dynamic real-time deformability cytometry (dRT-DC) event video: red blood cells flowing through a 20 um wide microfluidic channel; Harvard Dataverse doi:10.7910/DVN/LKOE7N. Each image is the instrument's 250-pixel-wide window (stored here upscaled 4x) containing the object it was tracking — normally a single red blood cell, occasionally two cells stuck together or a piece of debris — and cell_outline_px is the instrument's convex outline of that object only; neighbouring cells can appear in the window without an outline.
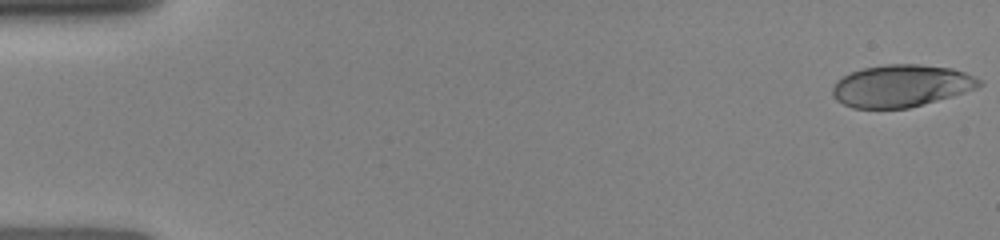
{"species": "human", "species_latin": "Homo sapiens", "temperature_condition": "room temperature", "stored_images_in_passage": 28, "camera_frame_rate_fps": 3000, "um_per_image_px": 0.085, "donor": {"sex": "female"}, "frame": {"image": 1, "passage_image": 1, "time_ms": 0.0, "image_size_px": [1000, 240], "cell_outline_px": [[984, 84], [976, 88], [952, 96], [908, 108], [852, 108], [836, 100], [832, 96], [832, 88], [836, 80], [852, 72], [864, 68], [888, 64], [920, 64], [952, 68], [964, 72], [984, 80]], "centroid_in_image_um": [76.61, 7.29], "position_along_channel_um": 8.4, "area_um2": 36.07}}
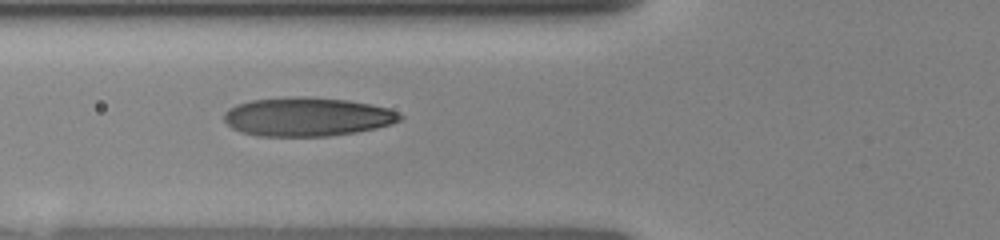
{"frame": {"image": 2, "passage_image": 19, "time_ms": 5.667, "image_size_px": [1000, 240], "cell_outline_px": [[404, 116], [400, 120], [392, 124], [376, 128], [356, 132], [328, 136], [256, 136], [240, 132], [232, 128], [224, 120], [224, 112], [228, 108], [236, 104], [252, 100], [300, 96], [304, 96], [348, 100], [388, 108]], "centroid_in_image_um": [26.08, 9.93], "position_along_channel_um": 99.7, "area_um2": 39.82}}
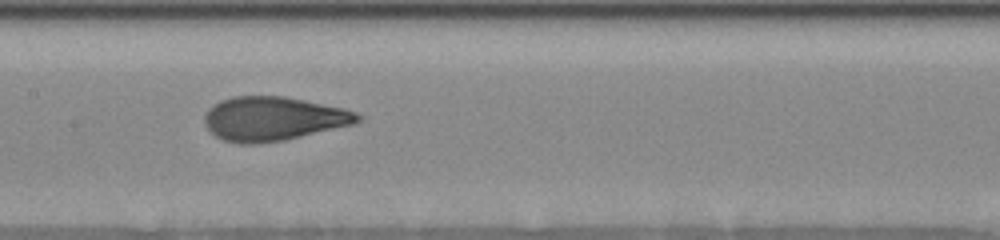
{"frame": {"image": 3, "passage_image": 27, "time_ms": 7.667, "image_size_px": [1000, 240], "cell_outline_px": [[364, 116], [360, 120], [352, 124], [284, 140], [256, 144], [240, 144], [224, 140], [216, 136], [204, 124], [204, 116], [208, 108], [212, 104], [220, 100], [232, 96], [284, 96], [344, 108], [356, 112]], "centroid_in_image_um": [23.19, 10.08], "position_along_channel_um": 184.2, "area_um2": 39.25}}